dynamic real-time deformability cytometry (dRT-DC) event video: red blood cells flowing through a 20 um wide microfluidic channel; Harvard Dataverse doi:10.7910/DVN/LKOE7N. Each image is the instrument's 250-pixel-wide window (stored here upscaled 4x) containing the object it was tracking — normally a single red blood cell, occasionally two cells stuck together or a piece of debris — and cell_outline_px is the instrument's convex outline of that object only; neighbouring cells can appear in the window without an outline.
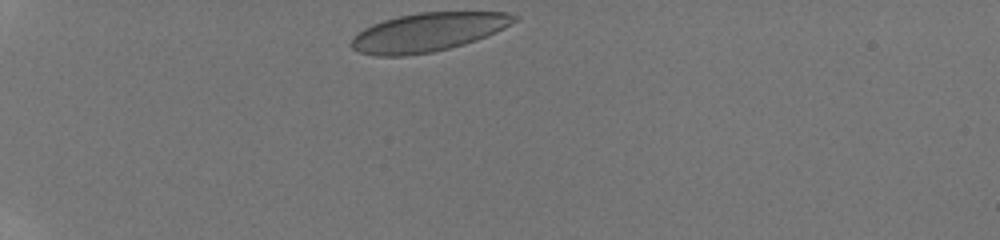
{"species": "human", "species_latin": "Homo sapiens", "temperature_condition": "room temperature", "stored_images_in_passage": 16, "camera_frame_rate_fps": 3000, "um_per_image_px": 0.085, "donor": {"sex": "male"}, "frame": {"image": 1, "passage_image": 1, "time_ms": 0.0, "image_size_px": [1000, 240], "cell_outline_px": [[520, 16], [516, 20], [504, 28], [496, 32], [476, 40], [464, 44], [432, 52], [404, 56], [376, 56], [360, 52], [352, 48], [352, 36], [364, 28], [372, 24], [384, 20], [400, 16], [420, 12], [508, 12]], "centroid_in_image_um": [36.38, 2.73], "position_along_channel_um": 48.6, "area_um2": 36.53}}
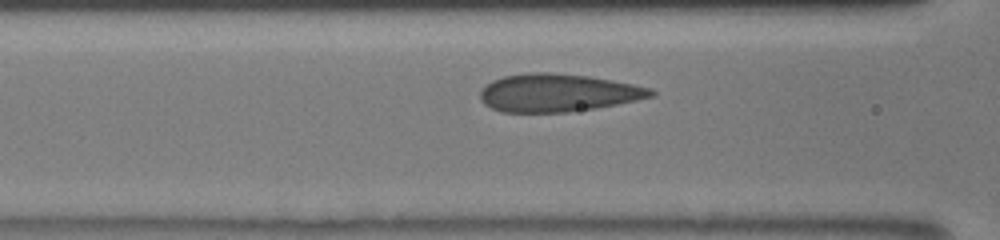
{"frame": {"image": 2, "passage_image": 8, "time_ms": 3.0, "image_size_px": [1000, 240], "cell_outline_px": [[656, 96], [596, 108], [568, 112], [500, 112], [484, 104], [480, 100], [480, 88], [492, 80], [504, 76], [528, 72], [548, 72], [588, 76], [632, 84], [652, 88], [656, 92]], "centroid_in_image_um": [47.39, 7.89], "position_along_channel_um": 119.2, "area_um2": 37.8}}
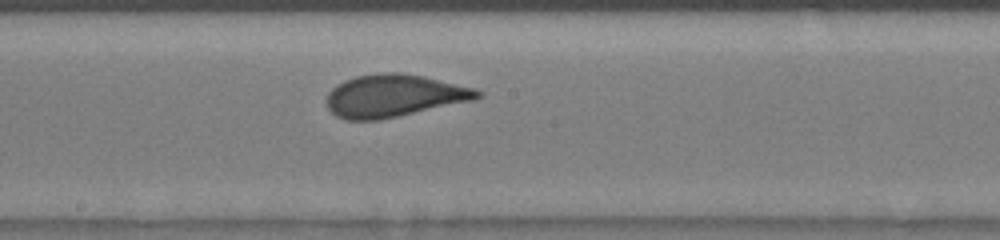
{"frame": {"image": 3, "passage_image": 16, "time_ms": 5.333, "image_size_px": [1000, 240], "cell_outline_px": [[484, 96], [472, 100], [380, 120], [344, 120], [336, 116], [328, 108], [328, 92], [336, 84], [344, 80], [356, 76], [384, 72], [400, 72], [424, 76], [476, 88], [484, 92]], "centroid_in_image_um": [33.5, 8.13], "position_along_channel_um": 214.7, "area_um2": 37.4}}